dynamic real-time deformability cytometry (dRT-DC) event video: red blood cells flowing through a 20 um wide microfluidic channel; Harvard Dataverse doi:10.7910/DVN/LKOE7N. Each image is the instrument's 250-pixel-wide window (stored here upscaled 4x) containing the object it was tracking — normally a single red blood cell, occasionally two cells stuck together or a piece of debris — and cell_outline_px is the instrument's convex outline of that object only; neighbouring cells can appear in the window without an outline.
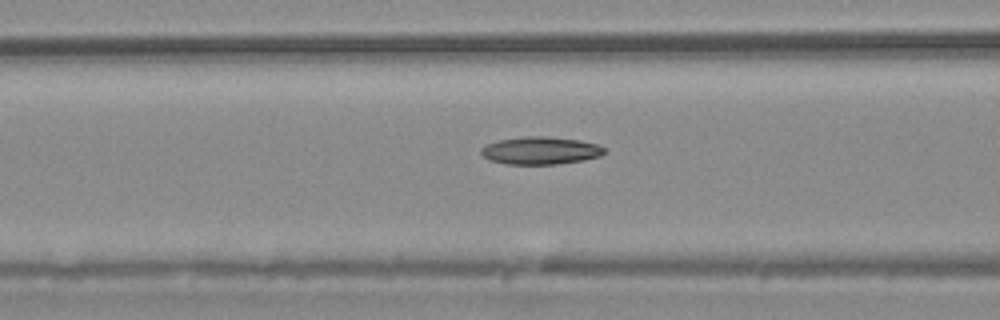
{"species": "common noctule bat (a hibernating species)", "species_latin": "Nyctalus noctula", "temperature_condition": "warm", "stored_images_in_passage": 40, "camera_frame_rate_fps": 3000, "um_per_image_px": 0.085, "animal": {"sex": "male", "body_mass_g": 20.4}, "frame": {"image": 1, "passage_image": 12, "time_ms": 3.667, "image_size_px": [1000, 320], "cell_outline_px": [[604, 152], [600, 156], [584, 160], [556, 164], [508, 164], [488, 160], [480, 152], [480, 148], [488, 144], [500, 140], [524, 136], [544, 136], [580, 140], [600, 144], [604, 148]], "centroid_in_image_um": [45.95, 12.79], "position_along_channel_um": 120.6, "area_um2": 19.83}}
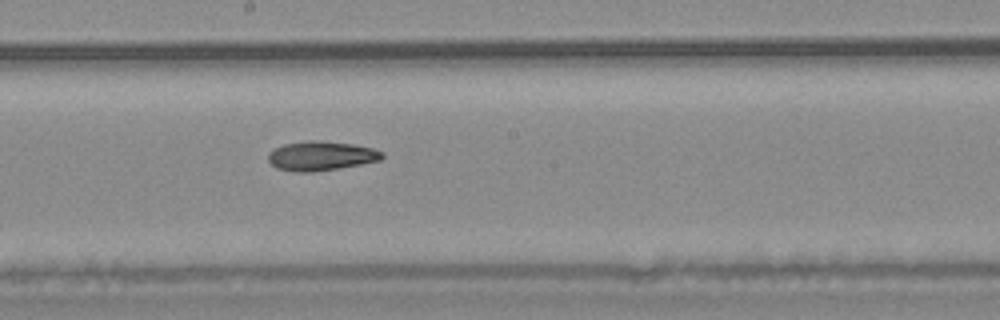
{"frame": {"image": 2, "passage_image": 20, "time_ms": 6.333, "image_size_px": [1000, 320], "cell_outline_px": [[384, 156], [380, 160], [360, 164], [312, 172], [296, 172], [276, 168], [268, 160], [268, 152], [284, 144], [308, 140], [320, 140], [352, 144], [372, 148], [384, 152]], "centroid_in_image_um": [27.27, 13.24], "position_along_channel_um": 220.9, "area_um2": 19.36}}
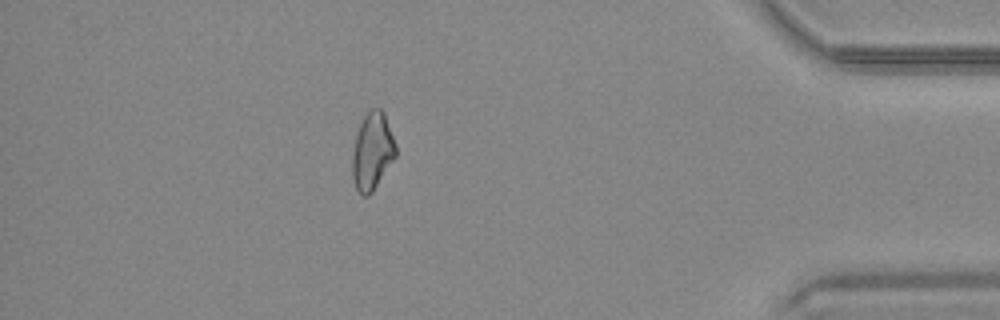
{"frame": {"image": 3, "passage_image": 38, "time_ms": 12.333, "image_size_px": [1000, 320], "cell_outline_px": [[396, 156], [372, 192], [368, 196], [364, 196], [356, 188], [352, 176], [352, 152], [356, 136], [360, 124], [364, 116], [372, 108], [380, 108], [384, 112], [396, 144]], "centroid_in_image_um": [31.65, 12.85], "position_along_channel_um": 403.6, "area_um2": 19.42}}